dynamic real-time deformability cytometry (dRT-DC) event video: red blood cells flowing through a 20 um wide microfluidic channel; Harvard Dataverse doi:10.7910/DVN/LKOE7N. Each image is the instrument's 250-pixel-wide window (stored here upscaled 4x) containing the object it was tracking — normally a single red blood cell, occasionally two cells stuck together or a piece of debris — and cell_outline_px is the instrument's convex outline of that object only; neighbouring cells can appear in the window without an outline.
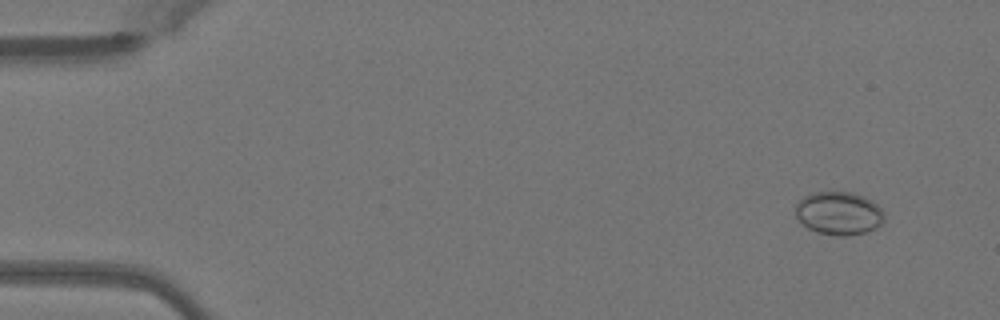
{"species": "Egyptian fruit bat (a non-hibernating species)", "species_latin": "Rousettus aegyptiacus", "temperature_condition": "warm", "stored_images_in_passage": 51, "segment_of_instrument_passage": [1, 2], "camera_frame_rate_fps": 3000, "um_per_image_px": 0.085, "animal": {"sex": "female"}, "frame": {"image": 1, "passage_image": 4, "time_ms": 1.0, "image_size_px": [1000, 320], "cell_outline_px": [[884, 220], [876, 228], [864, 232], [844, 236], [836, 236], [816, 232], [808, 228], [796, 216], [796, 204], [804, 196], [812, 192], [852, 192], [864, 196], [872, 200], [884, 212]], "centroid_in_image_um": [71.31, 18.12], "position_along_channel_um": 13.7, "area_um2": 22.31}}
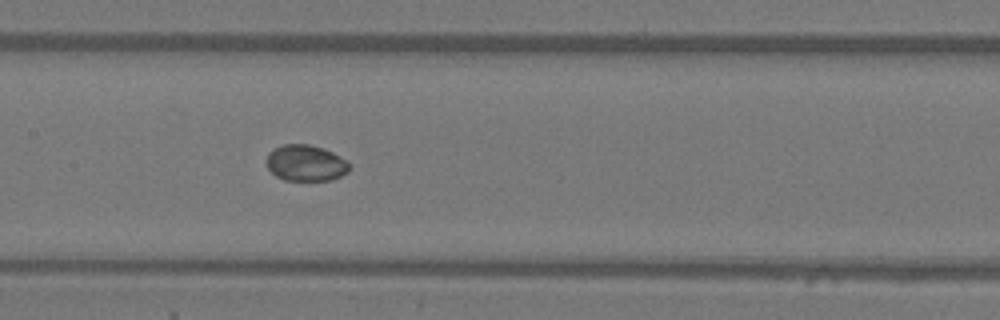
{"frame": {"image": 2, "passage_image": 25, "time_ms": 8.0, "image_size_px": [1000, 320], "cell_outline_px": [[352, 168], [348, 172], [332, 180], [284, 180], [276, 176], [268, 168], [264, 160], [268, 152], [272, 148], [284, 144], [308, 144], [324, 148], [348, 160], [352, 164]], "centroid_in_image_um": [26.0, 13.85], "position_along_channel_um": 181.4, "area_um2": 17.92}}
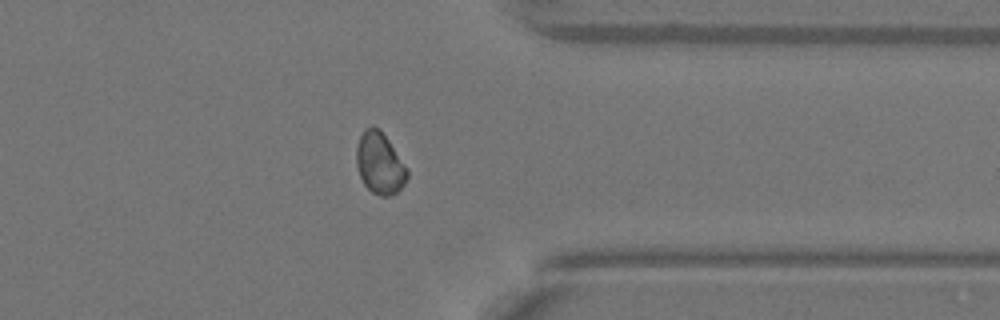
{"frame": {"image": 3, "passage_image": 40, "time_ms": 13.0, "image_size_px": [1000, 320], "cell_outline_px": [[408, 176], [404, 184], [392, 196], [380, 196], [372, 192], [364, 184], [360, 176], [356, 164], [356, 148], [360, 136], [364, 128], [372, 124], [380, 128], [408, 168]], "centroid_in_image_um": [32.27, 13.85], "position_along_channel_um": 379.1, "area_um2": 18.44}}